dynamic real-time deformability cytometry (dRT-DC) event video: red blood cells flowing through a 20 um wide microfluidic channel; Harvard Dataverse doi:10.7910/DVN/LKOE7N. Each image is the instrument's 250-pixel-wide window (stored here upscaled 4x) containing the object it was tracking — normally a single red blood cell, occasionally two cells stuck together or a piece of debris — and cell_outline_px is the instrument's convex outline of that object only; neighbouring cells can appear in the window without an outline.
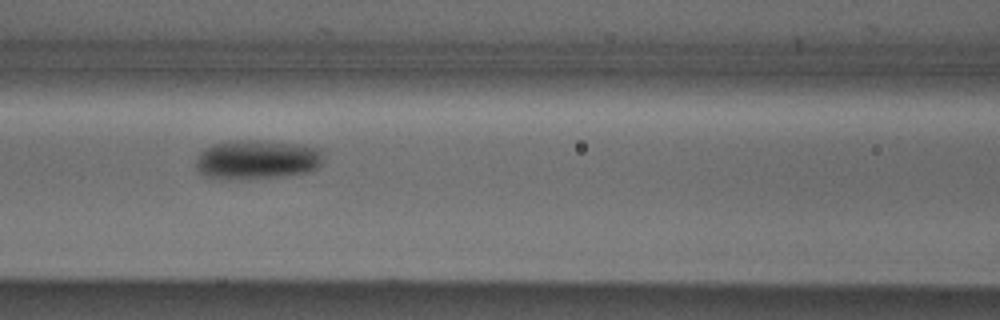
{"species": "Egyptian fruit bat (a non-hibernating species)", "species_latin": "Rousettus aegyptiacus", "temperature_condition": "cold", "stored_images_in_passage": 9, "camera_frame_rate_fps": 3000, "um_per_image_px": 0.085, "animal": {"sex": "male"}, "frame": {"image": 1, "passage_image": 6, "time_ms": 7.0, "image_size_px": [1000, 320], "cell_outline_px": [[320, 164], [316, 168], [308, 172], [284, 176], [204, 176], [196, 168], [196, 160], [200, 152], [204, 148], [212, 144], [228, 140], [252, 140], [296, 144], [320, 148]], "centroid_in_image_um": [21.83, 13.51], "position_along_channel_um": 144.8, "area_um2": 28.03}}
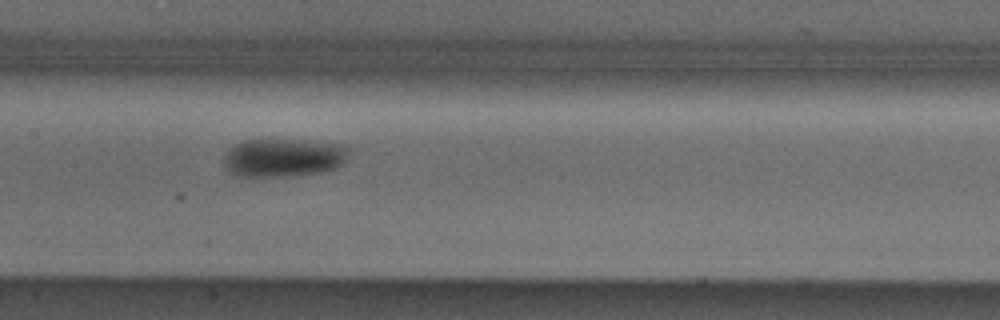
{"frame": {"image": 2, "passage_image": 7, "time_ms": 8.0, "image_size_px": [1000, 320], "cell_outline_px": [[348, 152], [344, 164], [336, 168], [320, 172], [292, 176], [236, 176], [224, 164], [224, 160], [228, 148], [244, 140], [296, 140], [344, 144], [348, 148]], "centroid_in_image_um": [24.12, 13.4], "position_along_channel_um": 183.3, "area_um2": 27.8}}
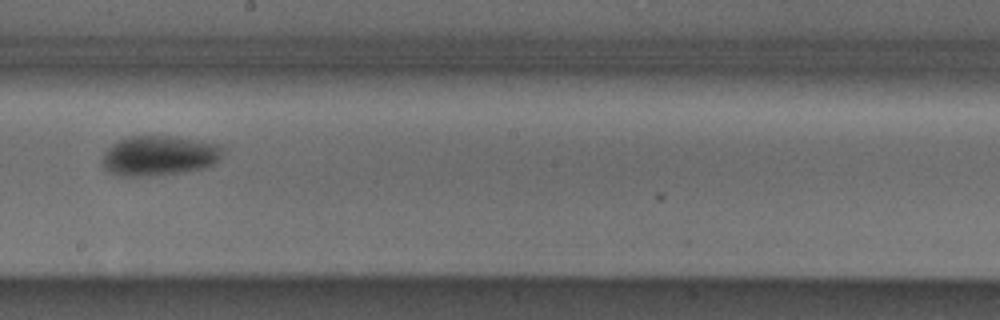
{"frame": {"image": 3, "passage_image": 8, "time_ms": 9.333, "image_size_px": [1000, 320], "cell_outline_px": [[224, 148], [216, 164], [208, 168], [184, 172], [156, 176], [120, 176], [108, 172], [100, 164], [100, 160], [104, 152], [112, 144], [128, 136], [172, 136], [224, 144]], "centroid_in_image_um": [13.54, 13.24], "position_along_channel_um": 234.7, "area_um2": 28.78}}